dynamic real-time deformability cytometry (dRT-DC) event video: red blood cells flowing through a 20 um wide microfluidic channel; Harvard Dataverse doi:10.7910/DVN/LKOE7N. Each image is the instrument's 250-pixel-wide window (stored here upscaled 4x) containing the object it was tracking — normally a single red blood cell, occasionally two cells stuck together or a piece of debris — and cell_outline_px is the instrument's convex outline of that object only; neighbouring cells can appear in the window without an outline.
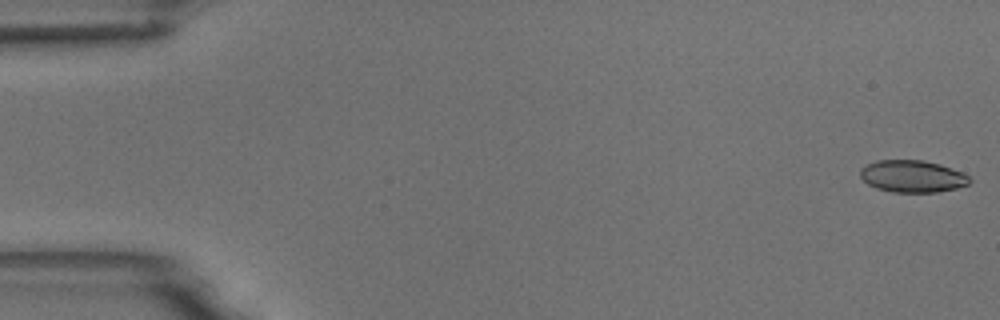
{"species": "common noctule bat (a hibernating species)", "species_latin": "Nyctalus noctula", "temperature_condition": "room temperature", "stored_images_in_passage": 6, "camera_frame_rate_fps": 3000, "um_per_image_px": 0.085, "animal": {"sex": "male", "body_mass_g": 18.8}, "frame": {"image": 1, "passage_image": 1, "time_ms": 0.0, "image_size_px": [1000, 320], "cell_outline_px": [[972, 180], [968, 184], [956, 188], [936, 192], [892, 192], [876, 188], [868, 184], [860, 176], [860, 168], [876, 160], [924, 160], [940, 164], [964, 172]], "centroid_in_image_um": [77.56, 14.98], "position_along_channel_um": 7.4, "area_um2": 20.52}}
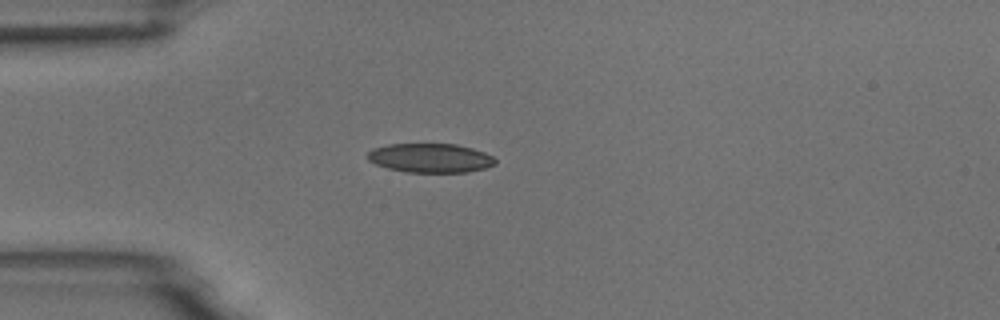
{"frame": {"image": 2, "passage_image": 5, "time_ms": 1.333, "image_size_px": [1000, 320], "cell_outline_px": [[496, 164], [484, 168], [468, 172], [408, 172], [388, 168], [376, 164], [368, 160], [368, 152], [372, 148], [388, 144], [456, 144], [472, 148], [484, 152], [492, 156], [496, 160]], "centroid_in_image_um": [36.58, 13.42], "position_along_channel_um": 48.4, "area_um2": 21.62}}